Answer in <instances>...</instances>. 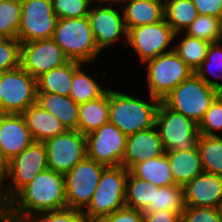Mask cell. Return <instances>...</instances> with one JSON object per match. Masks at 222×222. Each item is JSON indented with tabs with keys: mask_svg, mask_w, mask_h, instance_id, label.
<instances>
[{
	"mask_svg": "<svg viewBox=\"0 0 222 222\" xmlns=\"http://www.w3.org/2000/svg\"><path fill=\"white\" fill-rule=\"evenodd\" d=\"M184 208V186L174 184L158 187L154 185L153 202L144 212L165 210L176 212L181 216Z\"/></svg>",
	"mask_w": 222,
	"mask_h": 222,
	"instance_id": "83f0119b",
	"label": "cell"
},
{
	"mask_svg": "<svg viewBox=\"0 0 222 222\" xmlns=\"http://www.w3.org/2000/svg\"><path fill=\"white\" fill-rule=\"evenodd\" d=\"M154 197V185L128 173L125 189V206L144 212Z\"/></svg>",
	"mask_w": 222,
	"mask_h": 222,
	"instance_id": "4dcf8cb0",
	"label": "cell"
},
{
	"mask_svg": "<svg viewBox=\"0 0 222 222\" xmlns=\"http://www.w3.org/2000/svg\"><path fill=\"white\" fill-rule=\"evenodd\" d=\"M199 15L222 17V0H192Z\"/></svg>",
	"mask_w": 222,
	"mask_h": 222,
	"instance_id": "b9f144b4",
	"label": "cell"
},
{
	"mask_svg": "<svg viewBox=\"0 0 222 222\" xmlns=\"http://www.w3.org/2000/svg\"><path fill=\"white\" fill-rule=\"evenodd\" d=\"M197 148L200 153L203 170L222 176V136L199 134Z\"/></svg>",
	"mask_w": 222,
	"mask_h": 222,
	"instance_id": "f546056e",
	"label": "cell"
},
{
	"mask_svg": "<svg viewBox=\"0 0 222 222\" xmlns=\"http://www.w3.org/2000/svg\"><path fill=\"white\" fill-rule=\"evenodd\" d=\"M64 208H67L64 175L47 168L0 210V222H27L38 213Z\"/></svg>",
	"mask_w": 222,
	"mask_h": 222,
	"instance_id": "6da1fadb",
	"label": "cell"
},
{
	"mask_svg": "<svg viewBox=\"0 0 222 222\" xmlns=\"http://www.w3.org/2000/svg\"><path fill=\"white\" fill-rule=\"evenodd\" d=\"M34 142L22 114L0 113V158L6 164Z\"/></svg>",
	"mask_w": 222,
	"mask_h": 222,
	"instance_id": "e0dca14e",
	"label": "cell"
},
{
	"mask_svg": "<svg viewBox=\"0 0 222 222\" xmlns=\"http://www.w3.org/2000/svg\"><path fill=\"white\" fill-rule=\"evenodd\" d=\"M149 95L162 101L194 71L173 50L145 61Z\"/></svg>",
	"mask_w": 222,
	"mask_h": 222,
	"instance_id": "52a82bcc",
	"label": "cell"
},
{
	"mask_svg": "<svg viewBox=\"0 0 222 222\" xmlns=\"http://www.w3.org/2000/svg\"><path fill=\"white\" fill-rule=\"evenodd\" d=\"M181 222H220L218 208L185 206Z\"/></svg>",
	"mask_w": 222,
	"mask_h": 222,
	"instance_id": "ab89813d",
	"label": "cell"
},
{
	"mask_svg": "<svg viewBox=\"0 0 222 222\" xmlns=\"http://www.w3.org/2000/svg\"><path fill=\"white\" fill-rule=\"evenodd\" d=\"M43 143L47 151L48 169L63 175L87 157L86 135L78 130H66Z\"/></svg>",
	"mask_w": 222,
	"mask_h": 222,
	"instance_id": "8fae6325",
	"label": "cell"
},
{
	"mask_svg": "<svg viewBox=\"0 0 222 222\" xmlns=\"http://www.w3.org/2000/svg\"><path fill=\"white\" fill-rule=\"evenodd\" d=\"M22 115L35 142H44L46 139L67 130L58 118L44 110L36 102L29 106Z\"/></svg>",
	"mask_w": 222,
	"mask_h": 222,
	"instance_id": "44dd1931",
	"label": "cell"
},
{
	"mask_svg": "<svg viewBox=\"0 0 222 222\" xmlns=\"http://www.w3.org/2000/svg\"><path fill=\"white\" fill-rule=\"evenodd\" d=\"M149 101L109 89V123L126 136L155 126L160 100L149 95Z\"/></svg>",
	"mask_w": 222,
	"mask_h": 222,
	"instance_id": "7a4b0ae2",
	"label": "cell"
},
{
	"mask_svg": "<svg viewBox=\"0 0 222 222\" xmlns=\"http://www.w3.org/2000/svg\"><path fill=\"white\" fill-rule=\"evenodd\" d=\"M220 92L207 85L195 72L161 101L165 106L199 124Z\"/></svg>",
	"mask_w": 222,
	"mask_h": 222,
	"instance_id": "5b68a950",
	"label": "cell"
},
{
	"mask_svg": "<svg viewBox=\"0 0 222 222\" xmlns=\"http://www.w3.org/2000/svg\"><path fill=\"white\" fill-rule=\"evenodd\" d=\"M91 5L88 0H52V7L58 18L86 17Z\"/></svg>",
	"mask_w": 222,
	"mask_h": 222,
	"instance_id": "8d00e7d4",
	"label": "cell"
},
{
	"mask_svg": "<svg viewBox=\"0 0 222 222\" xmlns=\"http://www.w3.org/2000/svg\"><path fill=\"white\" fill-rule=\"evenodd\" d=\"M220 131L222 133V93L215 98L198 124V133L201 135L219 136L216 133Z\"/></svg>",
	"mask_w": 222,
	"mask_h": 222,
	"instance_id": "d590c367",
	"label": "cell"
},
{
	"mask_svg": "<svg viewBox=\"0 0 222 222\" xmlns=\"http://www.w3.org/2000/svg\"><path fill=\"white\" fill-rule=\"evenodd\" d=\"M68 61L52 38L21 43L20 66L35 79Z\"/></svg>",
	"mask_w": 222,
	"mask_h": 222,
	"instance_id": "9a60e30c",
	"label": "cell"
},
{
	"mask_svg": "<svg viewBox=\"0 0 222 222\" xmlns=\"http://www.w3.org/2000/svg\"><path fill=\"white\" fill-rule=\"evenodd\" d=\"M184 33L210 43L218 42L220 18L210 15H198Z\"/></svg>",
	"mask_w": 222,
	"mask_h": 222,
	"instance_id": "e575fe53",
	"label": "cell"
},
{
	"mask_svg": "<svg viewBox=\"0 0 222 222\" xmlns=\"http://www.w3.org/2000/svg\"><path fill=\"white\" fill-rule=\"evenodd\" d=\"M198 15L192 0H164V19L175 37L185 31Z\"/></svg>",
	"mask_w": 222,
	"mask_h": 222,
	"instance_id": "4316f807",
	"label": "cell"
},
{
	"mask_svg": "<svg viewBox=\"0 0 222 222\" xmlns=\"http://www.w3.org/2000/svg\"><path fill=\"white\" fill-rule=\"evenodd\" d=\"M92 222H143V212L125 206L109 215L97 217Z\"/></svg>",
	"mask_w": 222,
	"mask_h": 222,
	"instance_id": "60d3db41",
	"label": "cell"
},
{
	"mask_svg": "<svg viewBox=\"0 0 222 222\" xmlns=\"http://www.w3.org/2000/svg\"><path fill=\"white\" fill-rule=\"evenodd\" d=\"M106 167L86 157L64 175L68 208L83 211L87 207Z\"/></svg>",
	"mask_w": 222,
	"mask_h": 222,
	"instance_id": "30bf717a",
	"label": "cell"
},
{
	"mask_svg": "<svg viewBox=\"0 0 222 222\" xmlns=\"http://www.w3.org/2000/svg\"><path fill=\"white\" fill-rule=\"evenodd\" d=\"M27 222H88L82 211L72 208L46 211L34 215Z\"/></svg>",
	"mask_w": 222,
	"mask_h": 222,
	"instance_id": "f35d334b",
	"label": "cell"
},
{
	"mask_svg": "<svg viewBox=\"0 0 222 222\" xmlns=\"http://www.w3.org/2000/svg\"><path fill=\"white\" fill-rule=\"evenodd\" d=\"M52 39L72 61L88 64L101 53L96 46L88 16L58 18Z\"/></svg>",
	"mask_w": 222,
	"mask_h": 222,
	"instance_id": "277c9868",
	"label": "cell"
},
{
	"mask_svg": "<svg viewBox=\"0 0 222 222\" xmlns=\"http://www.w3.org/2000/svg\"><path fill=\"white\" fill-rule=\"evenodd\" d=\"M213 64V65H212ZM215 70L221 69L222 70V43L221 42H214L210 43L207 55L205 60L200 64V66L196 69L195 73L210 87L218 90L222 93V82L219 83L217 78H222L221 70L219 71L220 74L214 72ZM217 73V74H216ZM215 76L216 80L213 81L209 78L208 75Z\"/></svg>",
	"mask_w": 222,
	"mask_h": 222,
	"instance_id": "d6a6232c",
	"label": "cell"
},
{
	"mask_svg": "<svg viewBox=\"0 0 222 222\" xmlns=\"http://www.w3.org/2000/svg\"><path fill=\"white\" fill-rule=\"evenodd\" d=\"M4 168H5V164L1 161V158H0V179H1L2 174L4 172Z\"/></svg>",
	"mask_w": 222,
	"mask_h": 222,
	"instance_id": "f6af8a7d",
	"label": "cell"
},
{
	"mask_svg": "<svg viewBox=\"0 0 222 222\" xmlns=\"http://www.w3.org/2000/svg\"><path fill=\"white\" fill-rule=\"evenodd\" d=\"M171 173L176 185L185 186L196 176L203 173V166L197 146L187 151H168Z\"/></svg>",
	"mask_w": 222,
	"mask_h": 222,
	"instance_id": "603a6c76",
	"label": "cell"
},
{
	"mask_svg": "<svg viewBox=\"0 0 222 222\" xmlns=\"http://www.w3.org/2000/svg\"><path fill=\"white\" fill-rule=\"evenodd\" d=\"M22 12L17 38L21 43L51 39L58 17L52 0H21Z\"/></svg>",
	"mask_w": 222,
	"mask_h": 222,
	"instance_id": "7c38bea8",
	"label": "cell"
},
{
	"mask_svg": "<svg viewBox=\"0 0 222 222\" xmlns=\"http://www.w3.org/2000/svg\"><path fill=\"white\" fill-rule=\"evenodd\" d=\"M143 222H181V216L172 211L143 212Z\"/></svg>",
	"mask_w": 222,
	"mask_h": 222,
	"instance_id": "7bdbcfd3",
	"label": "cell"
},
{
	"mask_svg": "<svg viewBox=\"0 0 222 222\" xmlns=\"http://www.w3.org/2000/svg\"><path fill=\"white\" fill-rule=\"evenodd\" d=\"M80 65L75 71L72 80L70 97L77 103H85L100 97L106 90L96 81L97 72L91 77L81 68Z\"/></svg>",
	"mask_w": 222,
	"mask_h": 222,
	"instance_id": "f1b7e54d",
	"label": "cell"
},
{
	"mask_svg": "<svg viewBox=\"0 0 222 222\" xmlns=\"http://www.w3.org/2000/svg\"><path fill=\"white\" fill-rule=\"evenodd\" d=\"M47 151L43 142H33L5 164L0 179V210L40 172L46 170ZM10 180V182L6 181Z\"/></svg>",
	"mask_w": 222,
	"mask_h": 222,
	"instance_id": "3957f363",
	"label": "cell"
},
{
	"mask_svg": "<svg viewBox=\"0 0 222 222\" xmlns=\"http://www.w3.org/2000/svg\"><path fill=\"white\" fill-rule=\"evenodd\" d=\"M21 12V0H7L0 3V33L6 38H17Z\"/></svg>",
	"mask_w": 222,
	"mask_h": 222,
	"instance_id": "836d02e7",
	"label": "cell"
},
{
	"mask_svg": "<svg viewBox=\"0 0 222 222\" xmlns=\"http://www.w3.org/2000/svg\"><path fill=\"white\" fill-rule=\"evenodd\" d=\"M36 103L58 118L67 130H78L79 104L70 96L37 93Z\"/></svg>",
	"mask_w": 222,
	"mask_h": 222,
	"instance_id": "7402d4cb",
	"label": "cell"
},
{
	"mask_svg": "<svg viewBox=\"0 0 222 222\" xmlns=\"http://www.w3.org/2000/svg\"><path fill=\"white\" fill-rule=\"evenodd\" d=\"M6 39H7V38L0 33V43H2V42H3L4 40H6Z\"/></svg>",
	"mask_w": 222,
	"mask_h": 222,
	"instance_id": "c3c4849f",
	"label": "cell"
},
{
	"mask_svg": "<svg viewBox=\"0 0 222 222\" xmlns=\"http://www.w3.org/2000/svg\"><path fill=\"white\" fill-rule=\"evenodd\" d=\"M180 42L176 45L173 43L174 51L194 72L205 60L210 42L191 37L184 33Z\"/></svg>",
	"mask_w": 222,
	"mask_h": 222,
	"instance_id": "1f68e13d",
	"label": "cell"
},
{
	"mask_svg": "<svg viewBox=\"0 0 222 222\" xmlns=\"http://www.w3.org/2000/svg\"><path fill=\"white\" fill-rule=\"evenodd\" d=\"M127 136L107 123L86 135L87 157L105 166H120L125 154Z\"/></svg>",
	"mask_w": 222,
	"mask_h": 222,
	"instance_id": "5bb4252c",
	"label": "cell"
},
{
	"mask_svg": "<svg viewBox=\"0 0 222 222\" xmlns=\"http://www.w3.org/2000/svg\"><path fill=\"white\" fill-rule=\"evenodd\" d=\"M129 172L133 176L144 179L158 187L175 184L168 157L165 153L157 158L147 159L145 162L135 164Z\"/></svg>",
	"mask_w": 222,
	"mask_h": 222,
	"instance_id": "484cf974",
	"label": "cell"
},
{
	"mask_svg": "<svg viewBox=\"0 0 222 222\" xmlns=\"http://www.w3.org/2000/svg\"><path fill=\"white\" fill-rule=\"evenodd\" d=\"M88 14V20L95 39L96 46L101 52L110 48L118 40L127 44V28L123 12L113 5H93ZM126 39V40H125Z\"/></svg>",
	"mask_w": 222,
	"mask_h": 222,
	"instance_id": "2e32d148",
	"label": "cell"
},
{
	"mask_svg": "<svg viewBox=\"0 0 222 222\" xmlns=\"http://www.w3.org/2000/svg\"><path fill=\"white\" fill-rule=\"evenodd\" d=\"M165 153L156 126L127 136L121 166L128 171L137 163L157 158Z\"/></svg>",
	"mask_w": 222,
	"mask_h": 222,
	"instance_id": "d6986e66",
	"label": "cell"
},
{
	"mask_svg": "<svg viewBox=\"0 0 222 222\" xmlns=\"http://www.w3.org/2000/svg\"><path fill=\"white\" fill-rule=\"evenodd\" d=\"M175 33L171 26L164 20L153 24L133 27L128 30L127 44L138 54L141 64L171 50V42ZM171 45V46H170Z\"/></svg>",
	"mask_w": 222,
	"mask_h": 222,
	"instance_id": "4fadbf2b",
	"label": "cell"
},
{
	"mask_svg": "<svg viewBox=\"0 0 222 222\" xmlns=\"http://www.w3.org/2000/svg\"><path fill=\"white\" fill-rule=\"evenodd\" d=\"M109 122V89L98 98L79 104L78 131L87 135Z\"/></svg>",
	"mask_w": 222,
	"mask_h": 222,
	"instance_id": "d4e9b609",
	"label": "cell"
},
{
	"mask_svg": "<svg viewBox=\"0 0 222 222\" xmlns=\"http://www.w3.org/2000/svg\"><path fill=\"white\" fill-rule=\"evenodd\" d=\"M20 47L18 38H7L0 43V73L20 66Z\"/></svg>",
	"mask_w": 222,
	"mask_h": 222,
	"instance_id": "74e56055",
	"label": "cell"
},
{
	"mask_svg": "<svg viewBox=\"0 0 222 222\" xmlns=\"http://www.w3.org/2000/svg\"><path fill=\"white\" fill-rule=\"evenodd\" d=\"M84 65L78 61L69 60L62 66L51 69L37 78V93H55L69 96L74 71Z\"/></svg>",
	"mask_w": 222,
	"mask_h": 222,
	"instance_id": "cb8c5ba5",
	"label": "cell"
},
{
	"mask_svg": "<svg viewBox=\"0 0 222 222\" xmlns=\"http://www.w3.org/2000/svg\"><path fill=\"white\" fill-rule=\"evenodd\" d=\"M129 171L120 166H108L101 174L91 201L82 211L88 222L125 207L126 180Z\"/></svg>",
	"mask_w": 222,
	"mask_h": 222,
	"instance_id": "8992f818",
	"label": "cell"
},
{
	"mask_svg": "<svg viewBox=\"0 0 222 222\" xmlns=\"http://www.w3.org/2000/svg\"><path fill=\"white\" fill-rule=\"evenodd\" d=\"M218 211H219L220 222H222V205L218 208Z\"/></svg>",
	"mask_w": 222,
	"mask_h": 222,
	"instance_id": "7dc6e473",
	"label": "cell"
},
{
	"mask_svg": "<svg viewBox=\"0 0 222 222\" xmlns=\"http://www.w3.org/2000/svg\"><path fill=\"white\" fill-rule=\"evenodd\" d=\"M155 126L165 152L187 151L197 146L198 124L160 102Z\"/></svg>",
	"mask_w": 222,
	"mask_h": 222,
	"instance_id": "ba28073f",
	"label": "cell"
},
{
	"mask_svg": "<svg viewBox=\"0 0 222 222\" xmlns=\"http://www.w3.org/2000/svg\"><path fill=\"white\" fill-rule=\"evenodd\" d=\"M120 5L127 31L164 20V0H123Z\"/></svg>",
	"mask_w": 222,
	"mask_h": 222,
	"instance_id": "ffe728a7",
	"label": "cell"
},
{
	"mask_svg": "<svg viewBox=\"0 0 222 222\" xmlns=\"http://www.w3.org/2000/svg\"><path fill=\"white\" fill-rule=\"evenodd\" d=\"M88 1H89L90 4L91 3H95L96 4V2L98 4V2H99L100 5H107V3H108V5H115L114 3L121 4V2L123 0H88Z\"/></svg>",
	"mask_w": 222,
	"mask_h": 222,
	"instance_id": "ee69618b",
	"label": "cell"
},
{
	"mask_svg": "<svg viewBox=\"0 0 222 222\" xmlns=\"http://www.w3.org/2000/svg\"><path fill=\"white\" fill-rule=\"evenodd\" d=\"M36 98L37 79L21 66L0 74L1 114H22Z\"/></svg>",
	"mask_w": 222,
	"mask_h": 222,
	"instance_id": "9c48e42d",
	"label": "cell"
},
{
	"mask_svg": "<svg viewBox=\"0 0 222 222\" xmlns=\"http://www.w3.org/2000/svg\"><path fill=\"white\" fill-rule=\"evenodd\" d=\"M185 206L219 208L222 205V176L203 172L184 186Z\"/></svg>",
	"mask_w": 222,
	"mask_h": 222,
	"instance_id": "ac0fdd59",
	"label": "cell"
},
{
	"mask_svg": "<svg viewBox=\"0 0 222 222\" xmlns=\"http://www.w3.org/2000/svg\"><path fill=\"white\" fill-rule=\"evenodd\" d=\"M219 42L222 43V17L220 18V35H219Z\"/></svg>",
	"mask_w": 222,
	"mask_h": 222,
	"instance_id": "bcb514c9",
	"label": "cell"
}]
</instances>
